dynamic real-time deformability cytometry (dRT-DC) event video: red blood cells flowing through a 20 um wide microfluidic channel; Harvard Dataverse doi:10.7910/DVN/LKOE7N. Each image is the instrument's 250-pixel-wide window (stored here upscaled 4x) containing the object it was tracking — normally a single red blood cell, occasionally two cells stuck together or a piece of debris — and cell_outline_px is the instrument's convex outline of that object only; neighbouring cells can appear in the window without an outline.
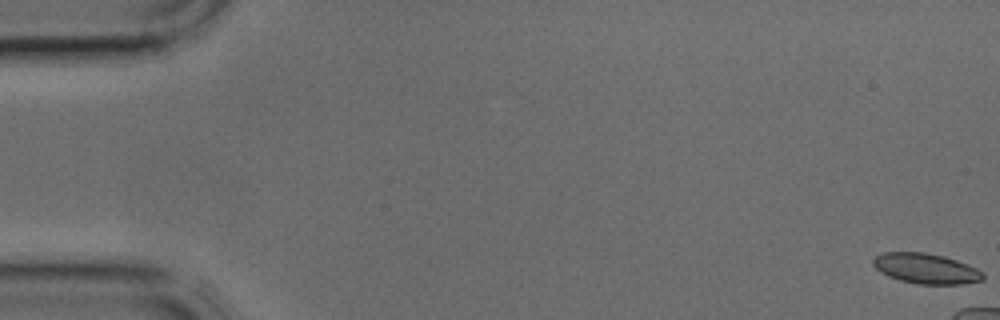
{"species": "common noctule bat (a hibernating species)", "species_latin": "Nyctalus noctula", "temperature_condition": "cold", "stored_images_in_passage": 6, "camera_frame_rate_fps": 3000, "um_per_image_px": 0.085, "animal": {"sex": "male", "body_mass_g": 17.9, "forearm_length_mm": 54.2}, "frame": {"image": 1, "passage_image": 1, "time_ms": 0.0, "image_size_px": [1000, 320], "cell_outline_px": [[984, 280], [960, 284], [916, 284], [900, 280], [888, 276], [880, 272], [872, 264], [872, 260], [876, 256], [884, 252], [924, 252], [944, 256], [956, 260], [976, 268], [984, 272]], "centroid_in_image_um": [78.7, 22.83], "position_along_channel_um": 6.3, "area_um2": 19.42}}